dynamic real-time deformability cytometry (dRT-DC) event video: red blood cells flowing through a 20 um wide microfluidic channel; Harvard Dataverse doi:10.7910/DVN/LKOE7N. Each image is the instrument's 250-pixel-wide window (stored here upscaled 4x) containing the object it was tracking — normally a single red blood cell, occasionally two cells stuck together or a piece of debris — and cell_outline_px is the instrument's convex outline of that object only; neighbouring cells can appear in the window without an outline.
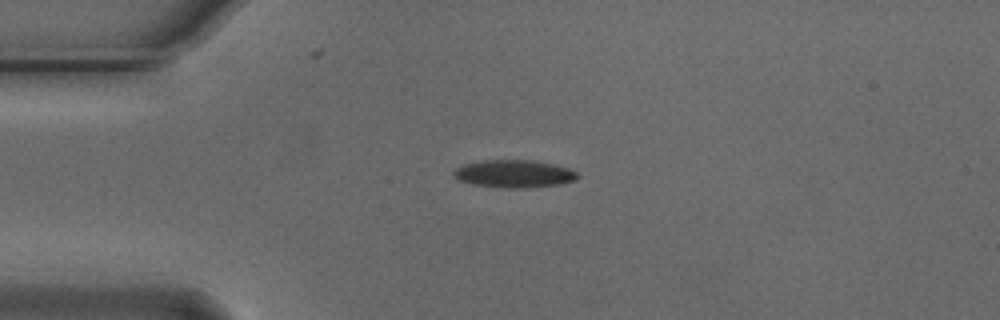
{"species": "Egyptian fruit bat (a non-hibernating species)", "species_latin": "Rousettus aegyptiacus", "temperature_condition": "cold", "stored_images_in_passage": 42, "camera_frame_rate_fps": 3000, "um_per_image_px": 0.085, "animal": {"sex": "male"}, "frame": {"image": 1, "passage_image": 1, "time_ms": 0.0, "image_size_px": [1000, 320], "cell_outline_px": [[580, 176], [576, 180], [560, 184], [520, 188], [508, 188], [472, 184], [460, 180], [452, 176], [452, 172], [456, 168], [464, 164], [484, 160], [532, 160], [552, 164], [568, 168], [576, 172]], "centroid_in_image_um": [43.68, 14.77], "position_along_channel_um": 41.3, "area_um2": 19.83}}
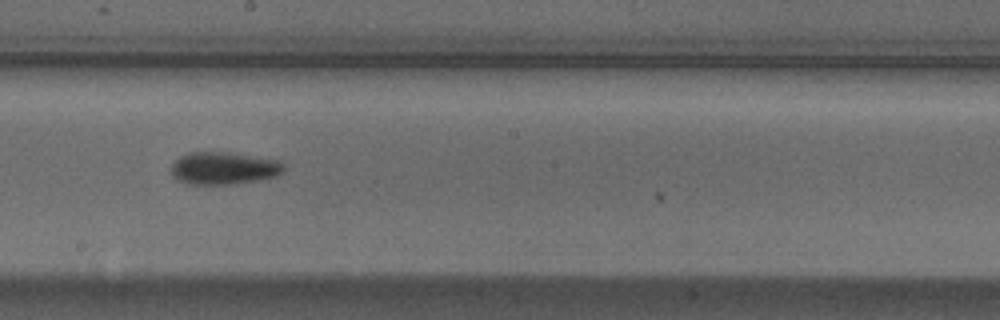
{"frame": {"image": 2, "passage_image": 18, "time_ms": 5.667, "image_size_px": [1000, 320], "cell_outline_px": [[284, 168], [276, 176], [256, 180], [232, 184], [188, 184], [176, 180], [172, 176], [172, 164], [180, 156], [188, 152], [228, 152], [280, 160], [284, 164]], "centroid_in_image_um": [18.99, 14.29], "position_along_channel_um": 229.2, "area_um2": 21.27}}
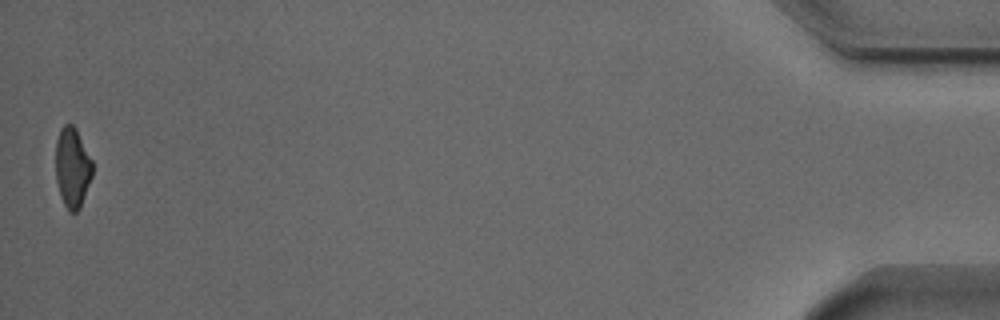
{"frame": {"image": 3, "passage_image": 42, "time_ms": 13.667, "image_size_px": [1000, 320], "cell_outline_px": [[92, 176], [80, 208], [76, 212], [68, 212], [60, 196], [56, 180], [56, 140], [60, 128], [64, 124], [72, 124], [76, 128], [92, 160]], "centroid_in_image_um": [6.14, 14.24], "position_along_channel_um": 429.1, "area_um2": 17.22}, "authors_computed_cell_mechanics": {"area_um2": 19.5653, "velocity_mm_per_s": 3.7426, "shape_relaxation_time_tau1_ms": 3.2065, "shape_relaxation_time_tau2_ms": null, "deformation_change_tau1": 0.1498, "deformation_change_tau2": null}}